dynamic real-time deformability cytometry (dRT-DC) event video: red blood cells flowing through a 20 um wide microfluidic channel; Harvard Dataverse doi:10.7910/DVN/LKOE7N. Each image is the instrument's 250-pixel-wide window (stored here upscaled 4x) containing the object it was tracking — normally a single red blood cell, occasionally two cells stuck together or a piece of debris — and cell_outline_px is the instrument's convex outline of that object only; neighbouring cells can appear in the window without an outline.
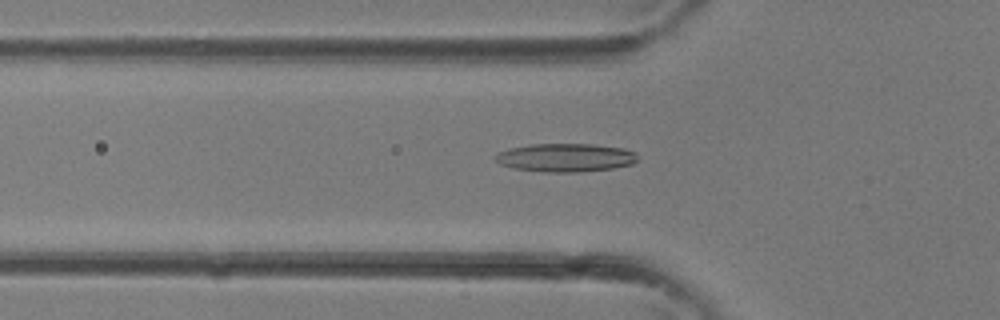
{"species": "common noctule bat (a hibernating species)", "species_latin": "Nyctalus noctula", "temperature_condition": "room temperature", "stored_images_in_passage": 36, "camera_frame_rate_fps": 3000, "um_per_image_px": 0.085, "animal": {"sex": "female"}, "frame": {"image": 1, "passage_image": 12, "time_ms": 3.667, "image_size_px": [1000, 320], "cell_outline_px": [[636, 160], [632, 164], [612, 168], [580, 172], [544, 172], [516, 168], [500, 164], [492, 156], [496, 152], [508, 148], [532, 144], [592, 144], [624, 148], [636, 152]], "centroid_in_image_um": [48.03, 13.39], "position_along_channel_um": 77.8, "area_um2": 23.58}}
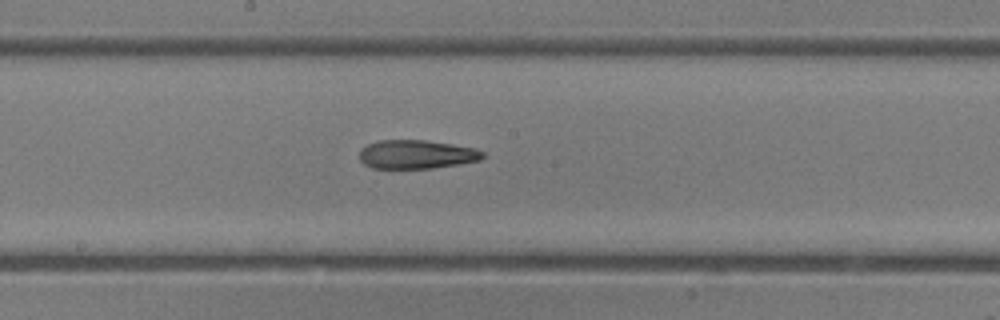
{"frame": {"image": 2, "passage_image": 19, "time_ms": 6.0, "image_size_px": [1000, 320], "cell_outline_px": [[484, 156], [480, 160], [432, 168], [372, 168], [364, 164], [360, 160], [360, 148], [376, 140], [424, 140], [452, 144], [476, 148], [484, 152]], "centroid_in_image_um": [35.38, 13.11], "position_along_channel_um": 212.8, "area_um2": 20.63}}
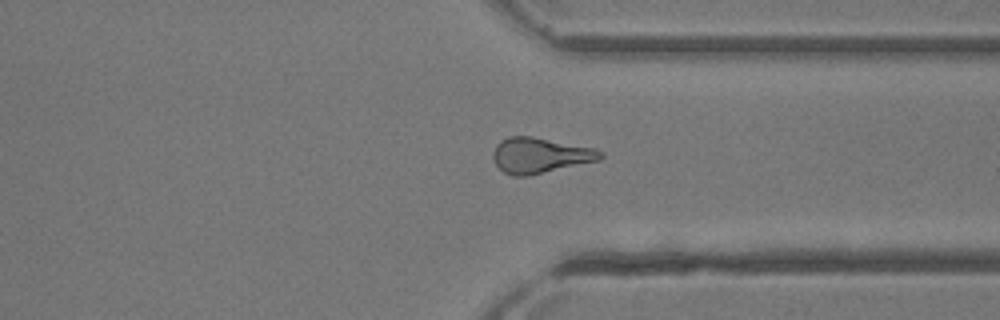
{"frame": {"image": 3, "passage_image": 27, "time_ms": 8.667, "image_size_px": [1000, 320], "cell_outline_px": [[604, 156], [600, 160], [528, 176], [512, 176], [504, 172], [496, 164], [492, 156], [492, 152], [496, 144], [500, 140], [508, 136], [532, 136], [596, 148], [604, 152]], "centroid_in_image_um": [45.91, 13.2], "position_along_channel_um": 365.5, "area_um2": 22.43}}